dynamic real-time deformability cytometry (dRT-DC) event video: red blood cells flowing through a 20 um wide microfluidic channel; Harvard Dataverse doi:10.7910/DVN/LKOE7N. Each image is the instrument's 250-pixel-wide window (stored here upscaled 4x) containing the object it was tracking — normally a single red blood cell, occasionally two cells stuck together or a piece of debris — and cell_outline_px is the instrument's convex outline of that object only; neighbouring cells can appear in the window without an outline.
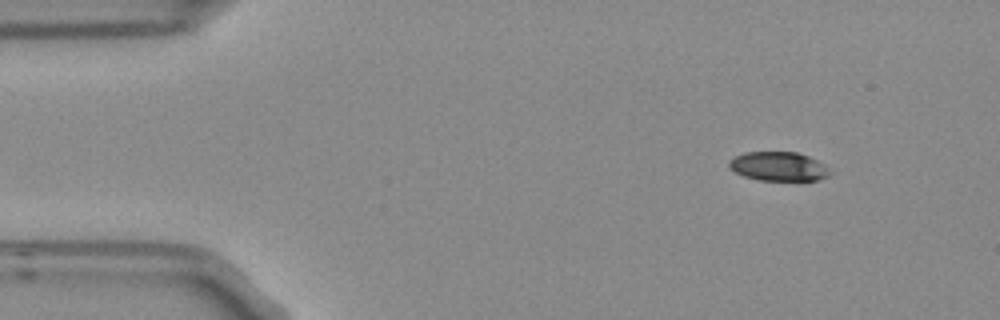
{"species": "Egyptian fruit bat (a non-hibernating species)", "species_latin": "Rousettus aegyptiacus", "temperature_condition": "room temperature", "stored_images_in_passage": 4, "camera_frame_rate_fps": 3000, "um_per_image_px": 0.085, "frame": {"image": 1, "passage_image": 1, "time_ms": 0.0, "image_size_px": [1000, 320], "cell_outline_px": [[832, 172], [828, 176], [820, 180], [756, 180], [744, 176], [728, 168], [728, 160], [744, 152], [796, 152], [808, 156], [824, 164]], "centroid_in_image_um": [66.16, 14.15], "position_along_channel_um": 18.8, "area_um2": 17.17}}
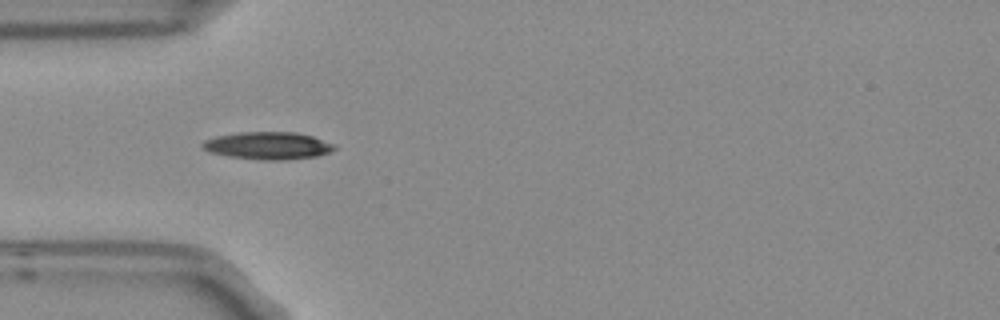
{"frame": {"image": 2, "passage_image": 4, "time_ms": 1.0, "image_size_px": [1000, 320], "cell_outline_px": [[336, 148], [332, 152], [316, 156], [288, 160], [256, 160], [228, 156], [212, 152], [204, 148], [200, 144], [204, 140], [216, 136], [240, 132], [296, 132], [312, 136], [336, 144]], "centroid_in_image_um": [22.82, 12.38], "position_along_channel_um": 62.2, "area_um2": 21.27}}